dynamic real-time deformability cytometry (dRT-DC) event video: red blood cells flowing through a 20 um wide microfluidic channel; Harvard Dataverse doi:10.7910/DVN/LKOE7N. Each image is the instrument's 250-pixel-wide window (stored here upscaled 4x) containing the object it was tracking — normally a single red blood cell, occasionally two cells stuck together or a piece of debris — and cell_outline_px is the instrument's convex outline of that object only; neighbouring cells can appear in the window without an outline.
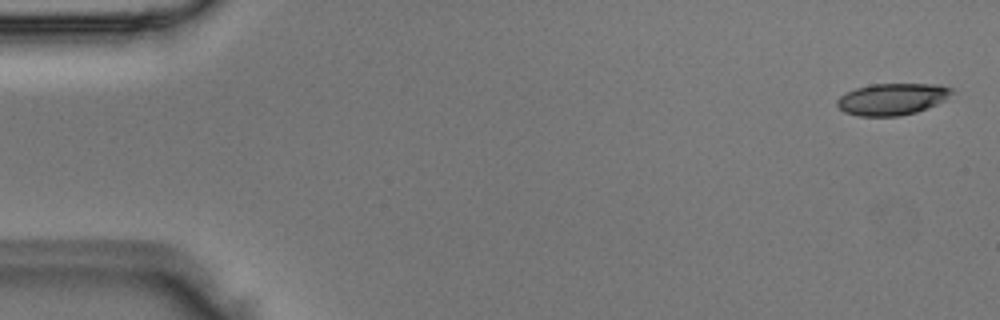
{"species": "Egyptian fruit bat (a non-hibernating species)", "species_latin": "Rousettus aegyptiacus", "temperature_condition": "room temperature", "stored_images_in_passage": 5, "camera_frame_rate_fps": 3000, "um_per_image_px": 0.085, "animal": {"sex": "male"}, "frame": {"image": 1, "passage_image": 1, "time_ms": 0.0, "image_size_px": [1000, 320], "cell_outline_px": [[956, 92], [944, 100], [936, 104], [916, 112], [900, 116], [860, 116], [844, 112], [836, 104], [836, 100], [840, 96], [856, 88], [872, 84], [940, 84], [952, 88]], "centroid_in_image_um": [75.86, 8.42], "position_along_channel_um": 9.1, "area_um2": 21.21}}
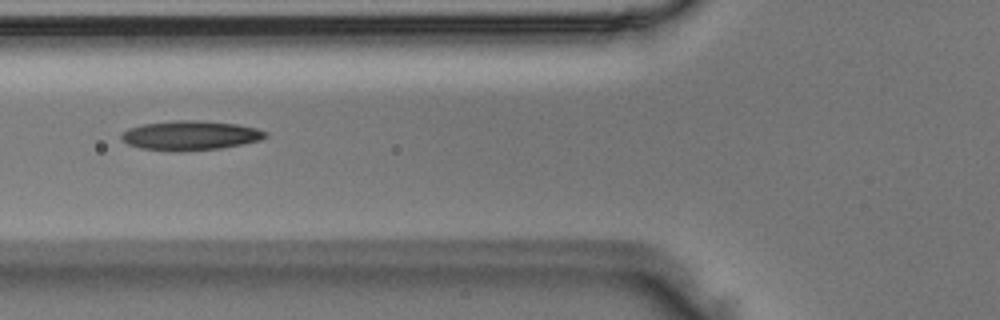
{"frame": {"image": 2, "passage_image": 5, "time_ms": 1.333, "image_size_px": [1000, 320], "cell_outline_px": [[268, 136], [260, 140], [220, 148], [180, 152], [140, 148], [128, 144], [120, 136], [128, 128], [140, 124], [172, 120], [200, 120], [236, 124], [256, 128], [268, 132]], "centroid_in_image_um": [16.17, 11.5], "position_along_channel_um": 109.6, "area_um2": 24.8}}